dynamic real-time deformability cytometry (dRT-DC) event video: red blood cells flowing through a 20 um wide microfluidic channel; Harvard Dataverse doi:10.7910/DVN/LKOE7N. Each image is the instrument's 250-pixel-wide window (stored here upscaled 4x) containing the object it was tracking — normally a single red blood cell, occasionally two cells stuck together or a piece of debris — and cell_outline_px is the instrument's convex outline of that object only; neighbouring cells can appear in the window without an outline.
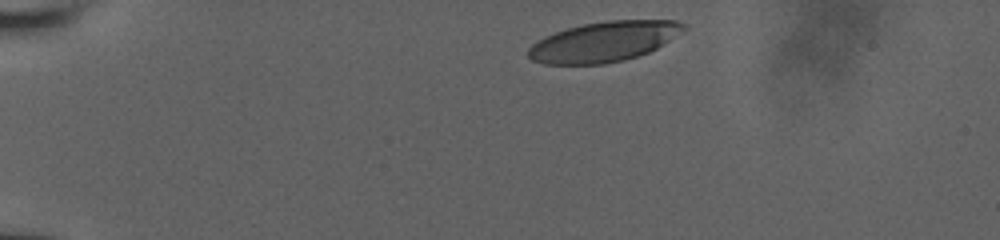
{"species": "human", "species_latin": "Homo sapiens", "temperature_condition": "room temperature", "stored_images_in_passage": 5, "camera_frame_rate_fps": 3000, "um_per_image_px": 0.085, "donor": {"sex": "male"}, "frame": {"image": 1, "passage_image": 1, "time_ms": 0.0, "image_size_px": [1000, 240], "cell_outline_px": [[688, 28], [656, 48], [648, 52], [624, 60], [604, 64], [544, 64], [532, 60], [528, 56], [528, 48], [532, 44], [544, 36], [568, 28], [584, 24], [608, 20], [676, 20], [688, 24]], "centroid_in_image_um": [51.34, 3.53], "position_along_channel_um": 33.7, "area_um2": 36.24}}
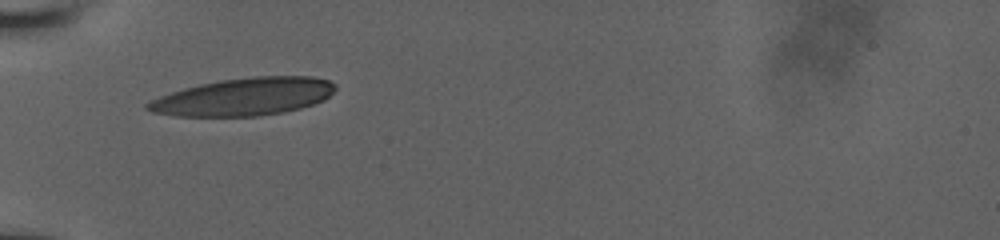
{"frame": {"image": 2, "passage_image": 4, "time_ms": 2.667, "image_size_px": [1000, 240], "cell_outline_px": [[336, 88], [324, 100], [300, 108], [284, 112], [260, 116], [176, 116], [152, 112], [144, 108], [144, 104], [160, 96], [184, 88], [200, 84], [220, 80], [252, 76], [312, 76], [328, 80], [336, 84]], "centroid_in_image_um": [20.73, 8.22], "position_along_channel_um": 64.3, "area_um2": 41.15}}
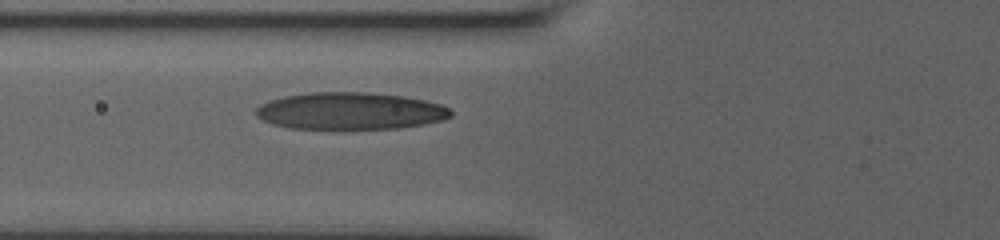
{"frame": {"image": 3, "passage_image": 5, "time_ms": 3.667, "image_size_px": [1000, 240], "cell_outline_px": [[452, 116], [444, 120], [424, 124], [400, 128], [288, 128], [272, 124], [256, 116], [256, 108], [260, 104], [268, 100], [284, 96], [312, 92], [368, 92], [404, 96], [424, 100], [440, 104], [448, 108], [452, 112]], "centroid_in_image_um": [29.77, 9.42], "position_along_channel_um": 96.0, "area_um2": 42.08}}